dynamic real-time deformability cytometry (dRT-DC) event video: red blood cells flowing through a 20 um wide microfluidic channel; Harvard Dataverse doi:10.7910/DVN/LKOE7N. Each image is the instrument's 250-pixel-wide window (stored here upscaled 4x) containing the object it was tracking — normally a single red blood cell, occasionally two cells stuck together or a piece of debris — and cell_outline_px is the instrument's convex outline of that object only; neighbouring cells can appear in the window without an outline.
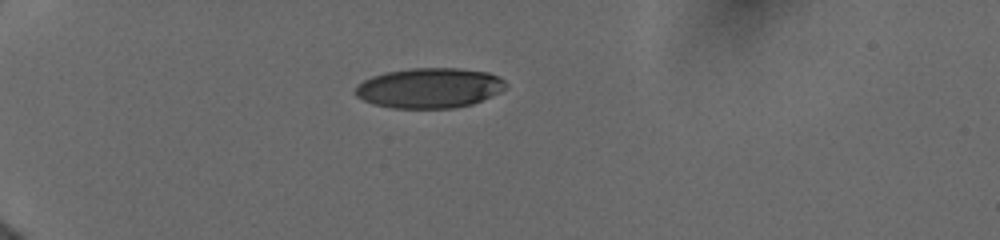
{"species": "human", "species_latin": "Homo sapiens", "temperature_condition": "cold", "stored_images_in_passage": 4, "camera_frame_rate_fps": 3000, "um_per_image_px": 0.085, "donor": {"sex": "female"}, "frame": {"image": 1, "passage_image": 1, "time_ms": 0.0, "image_size_px": [1000, 240], "cell_outline_px": [[508, 88], [500, 92], [472, 104], [452, 108], [392, 108], [372, 104], [356, 96], [352, 92], [364, 80], [372, 76], [384, 72], [412, 68], [456, 68], [488, 72], [500, 76], [508, 84]], "centroid_in_image_um": [36.52, 7.47], "position_along_channel_um": 48.5, "area_um2": 35.37}}
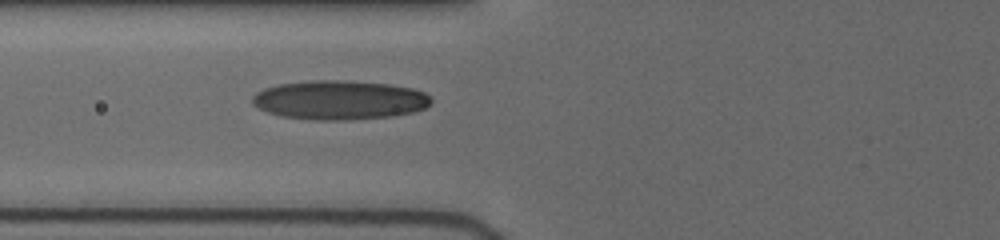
{"frame": {"image": 2, "passage_image": 4, "time_ms": 2.333, "image_size_px": [1000, 240], "cell_outline_px": [[432, 100], [424, 108], [412, 112], [392, 116], [348, 120], [316, 120], [280, 116], [268, 112], [252, 104], [252, 96], [256, 92], [264, 88], [280, 84], [312, 80], [332, 80], [388, 84], [412, 88], [424, 92]], "centroid_in_image_um": [28.82, 8.51], "position_along_channel_um": 97.0, "area_um2": 40.52}}